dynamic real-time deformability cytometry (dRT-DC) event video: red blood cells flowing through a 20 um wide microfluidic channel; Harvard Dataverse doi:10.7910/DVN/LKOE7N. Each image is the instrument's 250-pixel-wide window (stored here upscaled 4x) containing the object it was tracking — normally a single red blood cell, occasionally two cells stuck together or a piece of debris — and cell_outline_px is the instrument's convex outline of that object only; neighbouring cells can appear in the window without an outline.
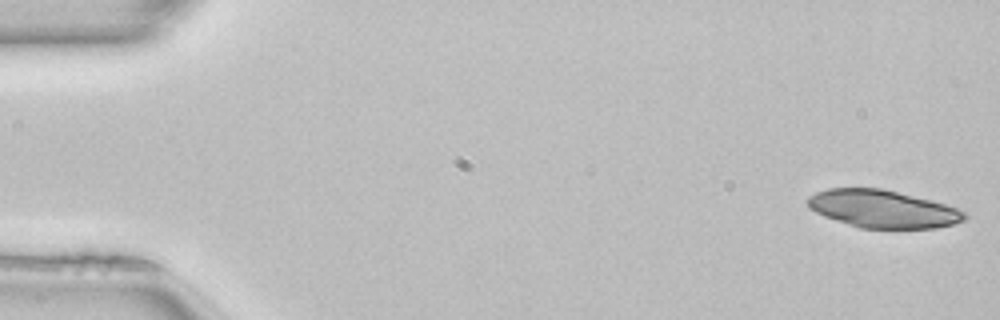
{"species": "common noctule bat (a hibernating species)", "species_latin": "Nyctalus noctula", "temperature_condition": "room temperature", "stored_images_in_passage": 49, "camera_frame_rate_fps": 3000, "um_per_image_px": 0.085, "animal": {"sex": "female", "body_mass_g": 22.7, "forearm_length_mm": 54.2}, "frame": {"image": 1, "passage_image": 1, "time_ms": 0.0, "image_size_px": [1000, 320], "cell_outline_px": [[968, 216], [964, 220], [952, 224], [936, 228], [860, 228], [824, 216], [808, 208], [808, 196], [816, 192], [828, 188], [880, 188], [932, 200], [956, 208], [964, 212]], "centroid_in_image_um": [75.01, 17.76], "position_along_channel_um": 10.0, "area_um2": 34.22}}
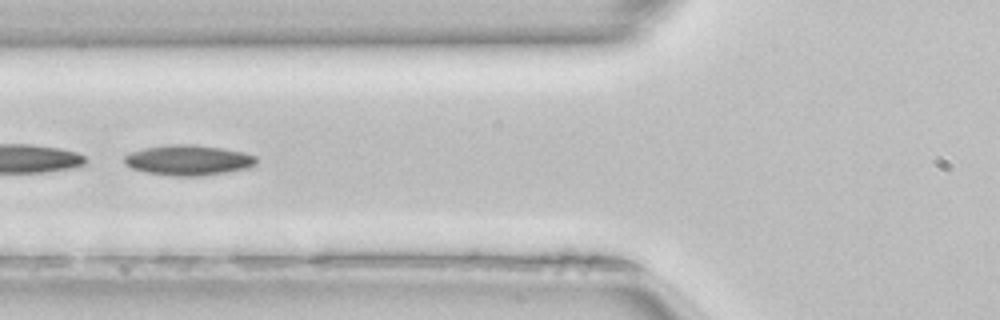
{"frame": {"image": 2, "passage_image": 19, "time_ms": 6.0, "image_size_px": [1000, 320], "cell_outline_px": [[256, 164], [248, 168], [228, 172], [204, 176], [172, 176], [144, 172], [132, 168], [124, 164], [124, 156], [132, 152], [144, 148], [172, 144], [188, 144], [220, 148], [244, 152], [256, 156]], "centroid_in_image_um": [16.01, 13.63], "position_along_channel_um": 109.8, "area_um2": 23.35}}